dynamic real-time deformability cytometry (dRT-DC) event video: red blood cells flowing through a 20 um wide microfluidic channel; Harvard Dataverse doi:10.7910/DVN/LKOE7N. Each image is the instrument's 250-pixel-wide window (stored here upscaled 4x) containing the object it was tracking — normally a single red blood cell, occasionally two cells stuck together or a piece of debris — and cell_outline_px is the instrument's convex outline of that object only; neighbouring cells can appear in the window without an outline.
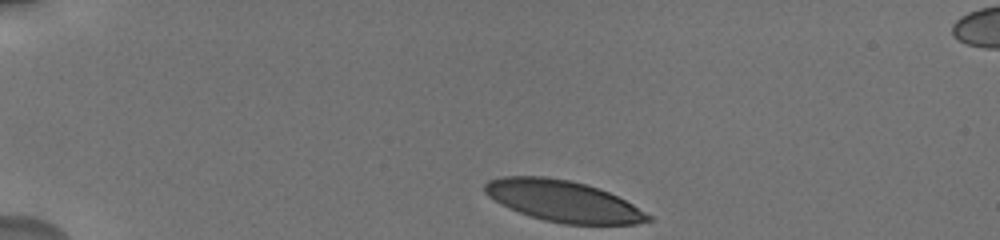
{"species": "human", "species_latin": "Homo sapiens", "temperature_condition": "cold", "stored_images_in_passage": 8, "camera_frame_rate_fps": 3000, "um_per_image_px": 0.085, "donor": {"sex": "male"}, "frame": {"image": 1, "passage_image": 1, "time_ms": 0.0, "image_size_px": [1000, 240], "cell_outline_px": [[652, 220], [636, 224], [564, 224], [544, 220], [508, 208], [500, 204], [488, 196], [484, 192], [484, 184], [488, 180], [504, 176], [544, 176], [568, 180], [584, 184], [608, 192], [632, 204], [652, 216]], "centroid_in_image_um": [47.83, 17.09], "position_along_channel_um": 37.2, "area_um2": 38.9}}
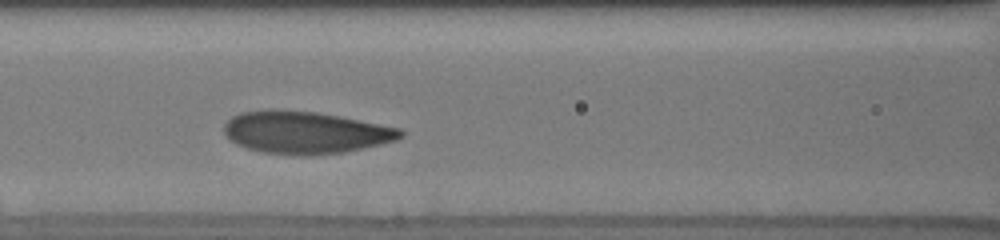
{"frame": {"image": 2, "passage_image": 7, "time_ms": 4.667, "image_size_px": [1000, 240], "cell_outline_px": [[404, 136], [396, 140], [380, 144], [344, 152], [308, 156], [304, 156], [264, 152], [248, 148], [236, 144], [224, 132], [224, 124], [232, 116], [240, 112], [268, 108], [276, 108], [316, 112], [340, 116], [400, 128], [404, 132]], "centroid_in_image_um": [25.94, 11.24], "position_along_channel_um": 140.7, "area_um2": 43.7}}
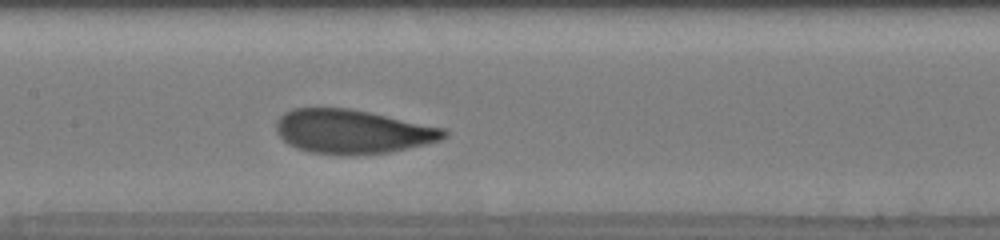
{"frame": {"image": 3, "passage_image": 8, "time_ms": 5.667, "image_size_px": [1000, 240], "cell_outline_px": [[448, 136], [440, 140], [424, 144], [388, 152], [352, 156], [340, 156], [308, 152], [296, 148], [288, 144], [276, 132], [276, 124], [280, 116], [284, 112], [292, 108], [348, 108], [448, 128]], "centroid_in_image_um": [29.96, 11.19], "position_along_channel_um": 177.4, "area_um2": 43.41}}